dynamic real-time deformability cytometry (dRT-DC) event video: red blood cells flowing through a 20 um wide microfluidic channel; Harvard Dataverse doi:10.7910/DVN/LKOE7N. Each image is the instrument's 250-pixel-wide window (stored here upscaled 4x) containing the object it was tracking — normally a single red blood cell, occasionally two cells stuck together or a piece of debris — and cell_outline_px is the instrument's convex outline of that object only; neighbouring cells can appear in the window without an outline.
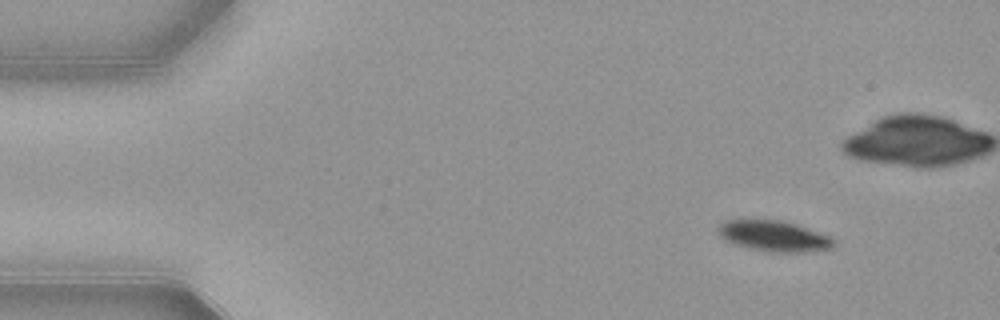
{"species": "common noctule bat (a hibernating species)", "species_latin": "Nyctalus noctula", "temperature_condition": "warm", "stored_images_in_passage": 49, "camera_frame_rate_fps": 3000, "um_per_image_px": 0.085, "animal": {"sex": "female", "body_mass_g": 21.9}, "frame": {"image": 1, "passage_image": 1, "time_ms": 0.0, "image_size_px": [1000, 320], "cell_outline_px": [[832, 248], [804, 252], [768, 252], [732, 244], [724, 240], [716, 232], [716, 228], [724, 220], [744, 216], [780, 220], [796, 224], [832, 236]], "centroid_in_image_um": [65.65, 20.01], "position_along_channel_um": 19.4, "area_um2": 21.62}}
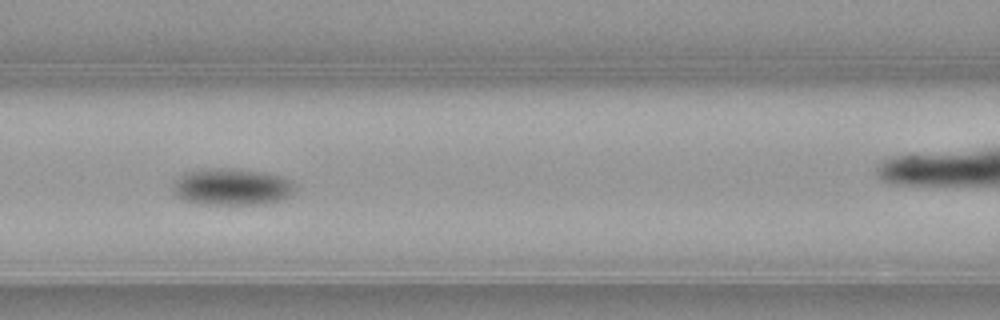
{"frame": {"image": 2, "passage_image": 18, "time_ms": 5.667, "image_size_px": [1000, 320], "cell_outline_px": [[292, 192], [288, 196], [280, 200], [264, 204], [200, 204], [184, 200], [176, 196], [172, 192], [172, 184], [184, 172], [200, 168], [240, 168], [264, 172], [280, 176], [292, 180]], "centroid_in_image_um": [19.64, 15.86], "position_along_channel_um": 147.0, "area_um2": 26.47}}
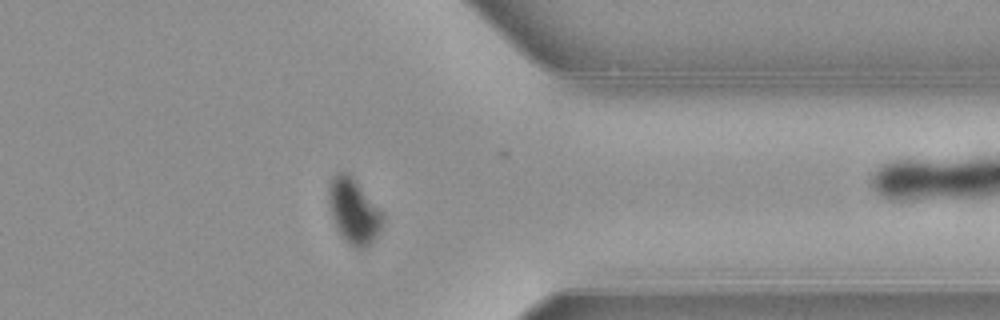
{"frame": {"image": 3, "passage_image": 37, "time_ms": 12.0, "image_size_px": [1000, 320], "cell_outline_px": [[384, 220], [376, 236], [364, 248], [356, 248], [348, 244], [344, 240], [336, 224], [328, 200], [328, 184], [332, 176], [336, 172], [348, 172], [356, 180], [384, 212]], "centroid_in_image_um": [30.08, 17.89], "position_along_channel_um": 381.3, "area_um2": 20.4}, "authors_computed_cell_mechanics": {"area_um2": 23.9292, "velocity_mm_per_s": 3.8647, "shape_relaxation_time_tau1_ms": 1.6897, "shape_relaxation_time_tau2_ms": null, "deformation_change_tau1": 0.1035, "deformation_change_tau2": null}}